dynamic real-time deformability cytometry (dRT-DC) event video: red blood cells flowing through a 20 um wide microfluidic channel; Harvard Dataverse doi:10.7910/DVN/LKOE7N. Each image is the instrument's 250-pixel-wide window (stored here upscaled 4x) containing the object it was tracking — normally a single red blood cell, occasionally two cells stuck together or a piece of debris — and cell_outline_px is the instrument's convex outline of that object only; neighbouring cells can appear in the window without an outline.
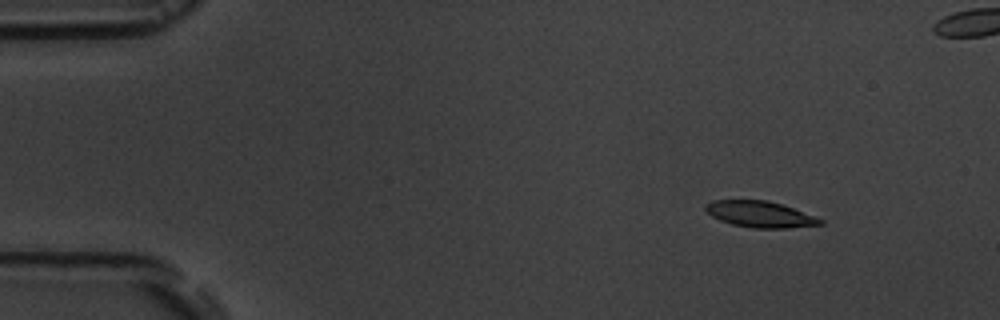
{"species": "common noctule bat (a hibernating species)", "species_latin": "Nyctalus noctula", "temperature_condition": "room temperature", "stored_images_in_passage": 5, "camera_frame_rate_fps": 3000, "um_per_image_px": 0.085, "animal": {"sex": "male", "body_mass_g": 19.5, "forearm_length_mm": 54.6}, "frame": {"image": 1, "passage_image": 2, "time_ms": 2.0, "image_size_px": [1000, 320], "cell_outline_px": [[824, 224], [788, 228], [752, 228], [732, 224], [720, 220], [712, 216], [704, 208], [704, 204], [712, 200], [768, 200], [816, 216], [824, 220]], "centroid_in_image_um": [64.6, 18.21], "position_along_channel_um": 20.4, "area_um2": 17.51}}